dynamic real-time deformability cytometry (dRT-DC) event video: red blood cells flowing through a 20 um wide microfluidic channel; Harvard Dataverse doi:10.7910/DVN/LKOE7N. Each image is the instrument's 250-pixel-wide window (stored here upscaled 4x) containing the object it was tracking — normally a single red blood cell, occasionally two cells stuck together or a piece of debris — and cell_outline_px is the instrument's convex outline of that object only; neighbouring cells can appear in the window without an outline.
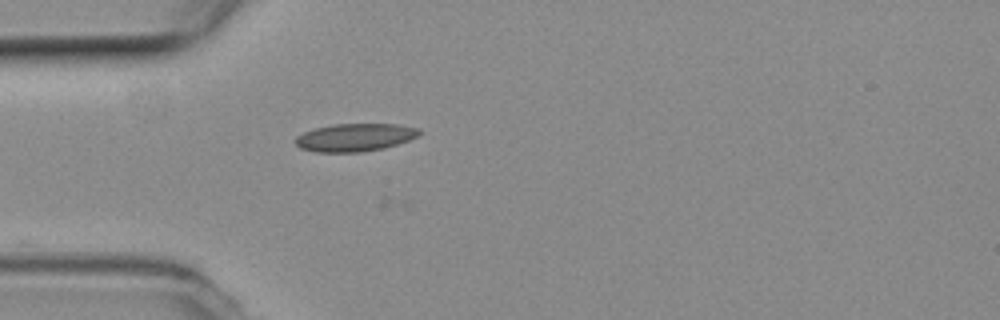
{"species": "common noctule bat (a hibernating species)", "species_latin": "Nyctalus noctula", "temperature_condition": "room temperature", "stored_images_in_passage": 9, "camera_frame_rate_fps": 3000, "um_per_image_px": 0.085, "animal": {"sex": "female", "body_mass_g": 19.3, "forearm_length_mm": 54.1}, "frame": {"image": 1, "passage_image": 1, "time_ms": 0.0, "image_size_px": [1000, 320], "cell_outline_px": [[424, 132], [408, 140], [384, 148], [360, 152], [316, 152], [300, 148], [292, 140], [296, 136], [304, 132], [316, 128], [332, 124], [396, 124], [420, 128]], "centroid_in_image_um": [30.15, 11.67], "position_along_channel_um": 54.8, "area_um2": 20.17}}
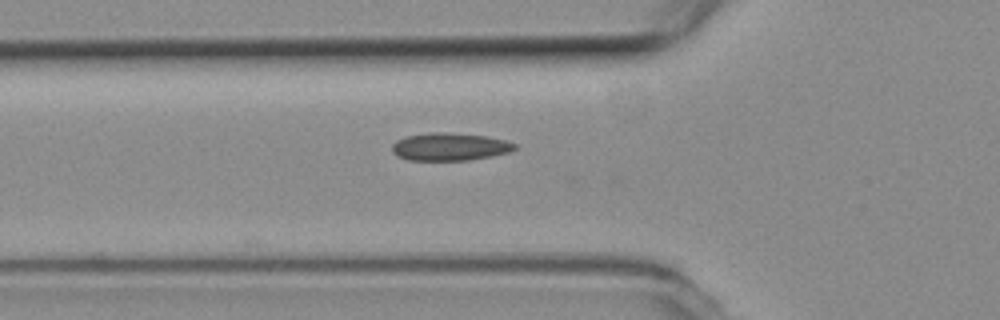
{"frame": {"image": 2, "passage_image": 4, "time_ms": 1.0, "image_size_px": [1000, 320], "cell_outline_px": [[516, 148], [508, 152], [492, 156], [468, 160], [408, 160], [396, 156], [392, 152], [392, 144], [396, 140], [404, 136], [432, 132], [444, 132], [488, 136], [508, 140], [516, 144]], "centroid_in_image_um": [38.21, 12.47], "position_along_channel_um": 87.6, "area_um2": 20.0}}
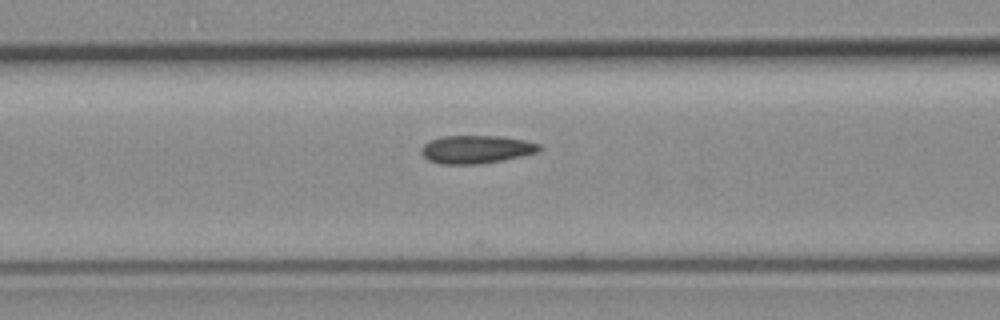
{"frame": {"image": 3, "passage_image": 7, "time_ms": 2.0, "image_size_px": [1000, 320], "cell_outline_px": [[544, 148], [540, 152], [504, 160], [480, 164], [440, 164], [428, 160], [420, 152], [420, 148], [424, 144], [432, 140], [444, 136], [500, 136], [524, 140], [540, 144]], "centroid_in_image_um": [40.52, 12.7], "position_along_channel_um": 126.1, "area_um2": 19.48}}